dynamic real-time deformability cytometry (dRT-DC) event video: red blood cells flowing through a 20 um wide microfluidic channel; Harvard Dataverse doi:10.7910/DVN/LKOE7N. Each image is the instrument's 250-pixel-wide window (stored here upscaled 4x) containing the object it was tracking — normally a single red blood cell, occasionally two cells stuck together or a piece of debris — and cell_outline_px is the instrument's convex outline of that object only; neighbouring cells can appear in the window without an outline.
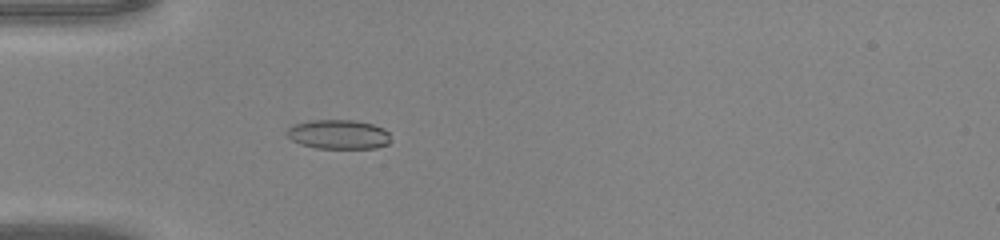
{"species": "common noctule bat (a hibernating species)", "species_latin": "Nyctalus noctula", "temperature_condition": "warm", "stored_images_in_passage": 40, "camera_frame_rate_fps": 3000, "um_per_image_px": 0.085, "animal": {"sex": "male", "body_mass_g": 20.0, "forearm_length_mm": 53.3}, "frame": {"image": 1, "passage_image": 8, "time_ms": 2.333, "image_size_px": [1000, 240], "cell_outline_px": [[388, 144], [376, 148], [316, 148], [300, 144], [292, 140], [284, 132], [292, 124], [308, 120], [356, 120], [372, 124], [384, 128], [388, 132]], "centroid_in_image_um": [28.72, 11.41], "position_along_channel_um": 56.3, "area_um2": 17.86}}
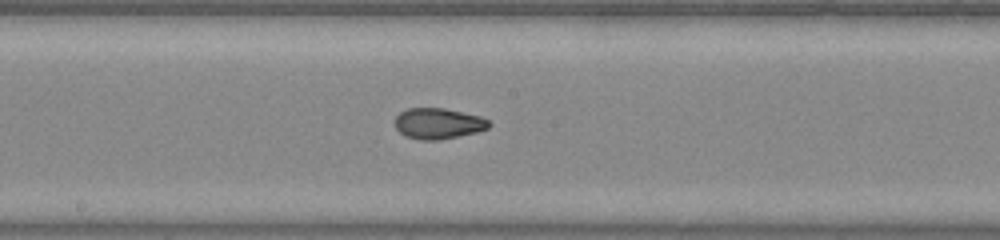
{"frame": {"image": 2, "passage_image": 19, "time_ms": 6.0, "image_size_px": [1000, 240], "cell_outline_px": [[492, 124], [488, 128], [476, 132], [436, 140], [420, 140], [404, 136], [396, 128], [392, 120], [400, 112], [408, 108], [444, 108], [480, 116], [488, 120]], "centroid_in_image_um": [37.2, 10.49], "position_along_channel_um": 211.0, "area_um2": 16.94}}
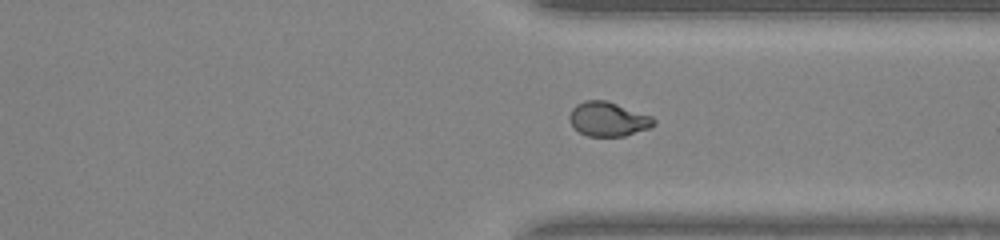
{"frame": {"image": 3, "passage_image": 29, "time_ms": 9.333, "image_size_px": [1000, 240], "cell_outline_px": [[656, 124], [648, 128], [624, 136], [588, 136], [572, 128], [568, 120], [568, 116], [572, 108], [576, 104], [584, 100], [604, 100], [652, 116], [656, 120]], "centroid_in_image_um": [51.64, 10.13], "position_along_channel_um": 359.8, "area_um2": 16.88}}